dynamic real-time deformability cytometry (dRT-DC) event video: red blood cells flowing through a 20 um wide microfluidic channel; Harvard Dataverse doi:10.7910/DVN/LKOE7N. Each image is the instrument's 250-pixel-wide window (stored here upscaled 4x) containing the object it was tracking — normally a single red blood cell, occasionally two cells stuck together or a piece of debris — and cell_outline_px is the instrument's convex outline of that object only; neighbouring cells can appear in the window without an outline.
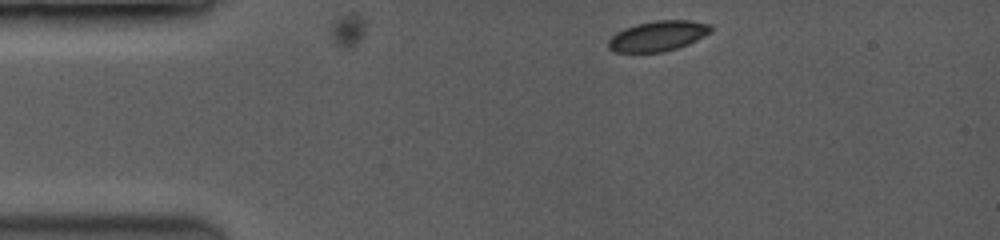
{"species": "common noctule bat (a hibernating species)", "species_latin": "Nyctalus noctula", "temperature_condition": "room temperature", "stored_images_in_passage": 4, "camera_frame_rate_fps": 3500, "um_per_image_px": 0.085, "animal": {"sex": "female", "body_mass_g": 19.0, "forearm_length_mm": 53.3}, "frame": {"image": 1, "passage_image": 1, "time_ms": 0.0, "image_size_px": [1000, 240], "cell_outline_px": [[712, 28], [708, 32], [696, 40], [688, 44], [676, 48], [660, 52], [616, 52], [608, 48], [608, 40], [616, 32], [624, 28], [636, 24], [656, 20], [688, 20], [708, 24]], "centroid_in_image_um": [55.86, 3.05], "position_along_channel_um": 29.1, "area_um2": 17.8}}